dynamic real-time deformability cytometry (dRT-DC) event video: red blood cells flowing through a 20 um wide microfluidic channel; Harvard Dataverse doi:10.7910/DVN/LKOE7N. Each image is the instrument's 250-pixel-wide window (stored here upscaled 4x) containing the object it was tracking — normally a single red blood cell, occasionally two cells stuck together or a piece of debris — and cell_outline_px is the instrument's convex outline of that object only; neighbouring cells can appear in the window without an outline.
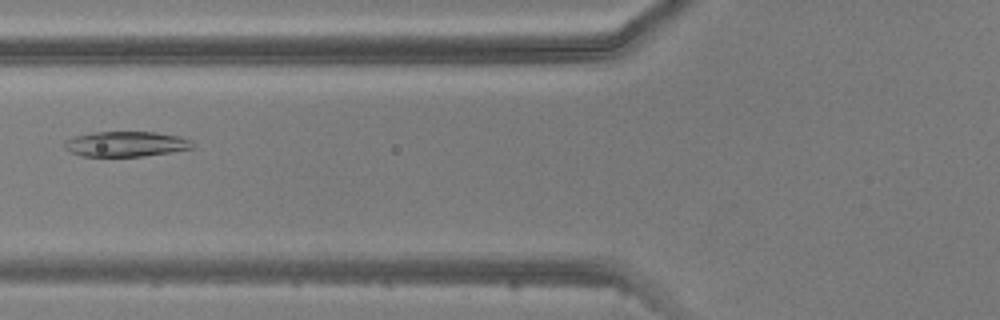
{"species": "common noctule bat (a hibernating species)", "species_latin": "Nyctalus noctula", "temperature_condition": "warm", "stored_images_in_passage": 6, "camera_frame_rate_fps": 3000, "um_per_image_px": 0.085, "animal": {"sex": "male", "body_mass_g": 20.5, "forearm_length_mm": 52.5}, "frame": {"image": 1, "passage_image": 6, "time_ms": 6.333, "image_size_px": [1000, 320], "cell_outline_px": [[196, 144], [192, 148], [144, 156], [84, 156], [72, 152], [64, 148], [64, 140], [72, 136], [92, 132], [156, 132], [180, 136], [192, 140]], "centroid_in_image_um": [10.7, 12.22], "position_along_channel_um": 115.1, "area_um2": 18.9}}